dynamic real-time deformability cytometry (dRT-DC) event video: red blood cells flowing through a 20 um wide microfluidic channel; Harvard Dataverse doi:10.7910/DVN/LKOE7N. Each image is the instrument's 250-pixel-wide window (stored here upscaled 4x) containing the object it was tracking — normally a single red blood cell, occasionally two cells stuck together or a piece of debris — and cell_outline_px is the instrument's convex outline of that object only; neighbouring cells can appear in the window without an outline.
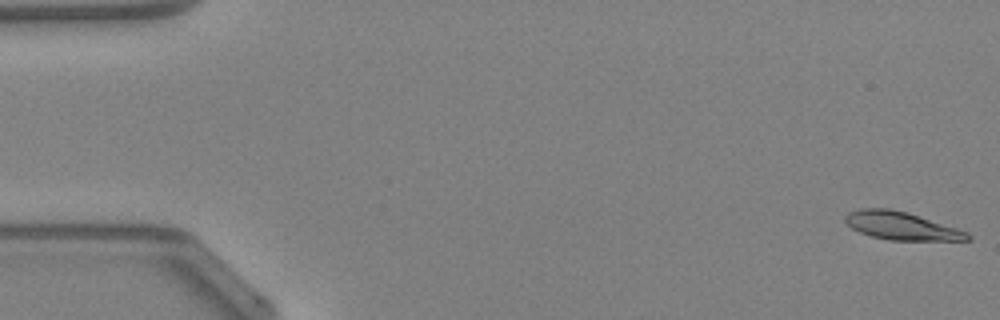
{"species": "Egyptian fruit bat (a non-hibernating species)", "species_latin": "Rousettus aegyptiacus", "temperature_condition": "warm", "stored_images_in_passage": 48, "camera_frame_rate_fps": 3000, "um_per_image_px": 0.085, "animal": {"sex": "female"}, "frame": {"image": 1, "passage_image": 1, "time_ms": 0.0, "image_size_px": [1000, 320], "cell_outline_px": [[972, 240], [888, 240], [872, 236], [860, 232], [852, 228], [844, 220], [844, 216], [848, 212], [860, 208], [888, 208], [908, 212], [968, 232], [972, 236]], "centroid_in_image_um": [76.61, 19.19], "position_along_channel_um": 8.4, "area_um2": 19.88}}
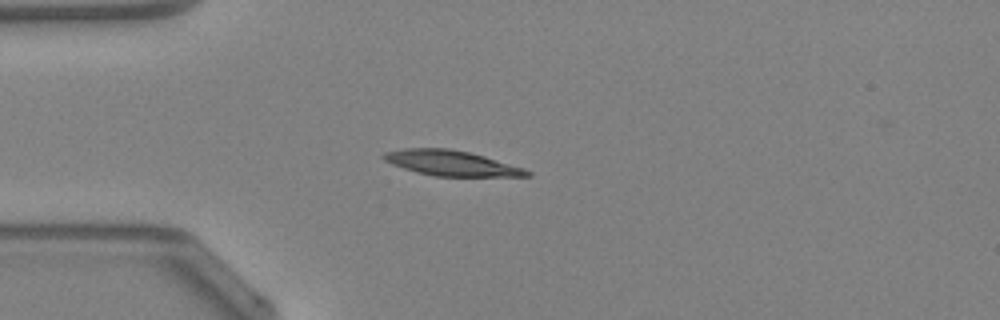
{"frame": {"image": 2, "passage_image": 13, "time_ms": 4.0, "image_size_px": [1000, 320], "cell_outline_px": [[532, 176], [436, 176], [416, 172], [392, 164], [384, 160], [380, 156], [384, 152], [404, 148], [448, 148], [468, 152], [484, 156], [524, 168], [532, 172]], "centroid_in_image_um": [38.34, 13.86], "position_along_channel_um": 46.7, "area_um2": 20.98}}
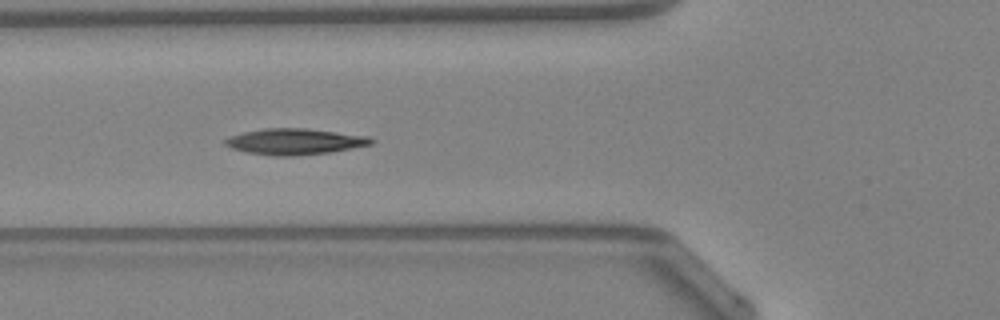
{"frame": {"image": 3, "passage_image": 18, "time_ms": 5.667, "image_size_px": [1000, 320], "cell_outline_px": [[376, 140], [372, 144], [328, 152], [292, 156], [272, 156], [248, 152], [232, 148], [224, 144], [224, 140], [232, 136], [244, 132], [264, 128], [304, 128], [368, 136]], "centroid_in_image_um": [25.05, 12.03], "position_along_channel_um": 100.7, "area_um2": 21.85}, "authors_computed_cell_mechanics": {"area_um2": 20.5479, "velocity_mm_per_s": 4.2522, "shape_relaxation_time_tau1_ms": 7.2916, "shape_relaxation_time_tau2_ms": 7.8483, "deformation_change_tau1": 0.2107, "deformation_change_tau2": 0.1582}}